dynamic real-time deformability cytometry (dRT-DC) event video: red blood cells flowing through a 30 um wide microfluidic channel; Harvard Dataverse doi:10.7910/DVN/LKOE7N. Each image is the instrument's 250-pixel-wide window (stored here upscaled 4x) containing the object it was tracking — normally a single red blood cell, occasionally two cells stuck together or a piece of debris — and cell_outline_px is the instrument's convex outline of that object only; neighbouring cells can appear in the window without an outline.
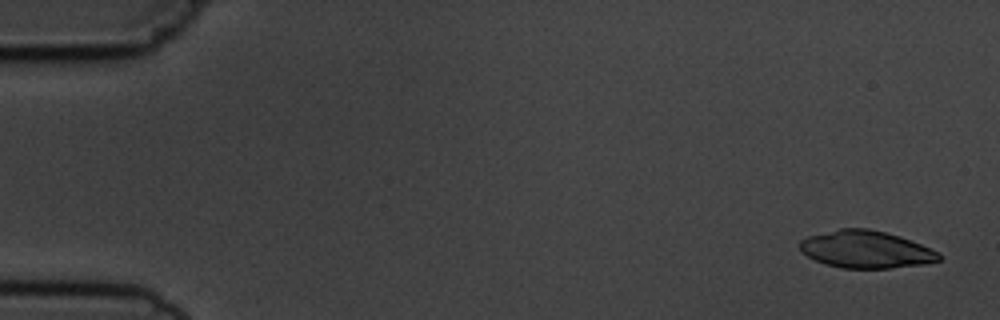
{"species": "common noctule bat (a hibernating species)", "species_latin": "Nyctalus noctula", "temperature_condition": "cold", "stored_images_in_passage": 5, "camera_frame_rate_fps": 3000, "um_per_image_px": 0.085, "animal": {"sex": "male", "body_mass_g": 19.5, "forearm_length_mm": 54.6}, "frame": {"image": 1, "passage_image": 1, "time_ms": 0.0, "image_size_px": [1000, 320], "cell_outline_px": [[940, 260], [924, 264], [888, 268], [840, 268], [824, 264], [800, 252], [800, 240], [808, 236], [840, 228], [868, 228], [900, 236], [940, 252]], "centroid_in_image_um": [73.58, 21.2], "position_along_channel_um": 11.4, "area_um2": 30.23}}